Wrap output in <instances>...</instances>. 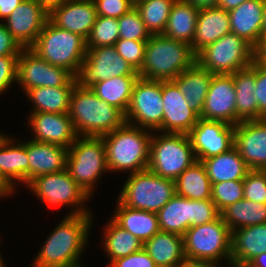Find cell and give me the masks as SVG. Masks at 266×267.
I'll use <instances>...</instances> for the list:
<instances>
[{
	"instance_id": "obj_1",
	"label": "cell",
	"mask_w": 266,
	"mask_h": 267,
	"mask_svg": "<svg viewBox=\"0 0 266 267\" xmlns=\"http://www.w3.org/2000/svg\"><path fill=\"white\" fill-rule=\"evenodd\" d=\"M92 220V213L67 214L43 242L30 267H83L80 258L89 244Z\"/></svg>"
},
{
	"instance_id": "obj_2",
	"label": "cell",
	"mask_w": 266,
	"mask_h": 267,
	"mask_svg": "<svg viewBox=\"0 0 266 267\" xmlns=\"http://www.w3.org/2000/svg\"><path fill=\"white\" fill-rule=\"evenodd\" d=\"M68 114L78 136L101 137L126 122L119 109L78 84L72 90Z\"/></svg>"
},
{
	"instance_id": "obj_3",
	"label": "cell",
	"mask_w": 266,
	"mask_h": 267,
	"mask_svg": "<svg viewBox=\"0 0 266 267\" xmlns=\"http://www.w3.org/2000/svg\"><path fill=\"white\" fill-rule=\"evenodd\" d=\"M106 147L109 172L129 174L146 170L149 164L152 132L124 123L114 131L101 136Z\"/></svg>"
},
{
	"instance_id": "obj_4",
	"label": "cell",
	"mask_w": 266,
	"mask_h": 267,
	"mask_svg": "<svg viewBox=\"0 0 266 267\" xmlns=\"http://www.w3.org/2000/svg\"><path fill=\"white\" fill-rule=\"evenodd\" d=\"M196 62L191 45L162 34L151 35L146 43L145 59L139 77L151 80H174Z\"/></svg>"
},
{
	"instance_id": "obj_5",
	"label": "cell",
	"mask_w": 266,
	"mask_h": 267,
	"mask_svg": "<svg viewBox=\"0 0 266 267\" xmlns=\"http://www.w3.org/2000/svg\"><path fill=\"white\" fill-rule=\"evenodd\" d=\"M30 48L46 62L66 69L74 77L77 76L87 52L83 37L59 28L49 19Z\"/></svg>"
},
{
	"instance_id": "obj_6",
	"label": "cell",
	"mask_w": 266,
	"mask_h": 267,
	"mask_svg": "<svg viewBox=\"0 0 266 267\" xmlns=\"http://www.w3.org/2000/svg\"><path fill=\"white\" fill-rule=\"evenodd\" d=\"M66 169L91 198L95 187H97V181L101 179L103 174L109 172L103 138L78 136L68 148Z\"/></svg>"
},
{
	"instance_id": "obj_7",
	"label": "cell",
	"mask_w": 266,
	"mask_h": 267,
	"mask_svg": "<svg viewBox=\"0 0 266 267\" xmlns=\"http://www.w3.org/2000/svg\"><path fill=\"white\" fill-rule=\"evenodd\" d=\"M183 238L186 260L215 266L226 260L227 265H231V231L221 216L207 224L190 227Z\"/></svg>"
},
{
	"instance_id": "obj_8",
	"label": "cell",
	"mask_w": 266,
	"mask_h": 267,
	"mask_svg": "<svg viewBox=\"0 0 266 267\" xmlns=\"http://www.w3.org/2000/svg\"><path fill=\"white\" fill-rule=\"evenodd\" d=\"M152 132L147 169L175 180L197 161L188 134Z\"/></svg>"
},
{
	"instance_id": "obj_9",
	"label": "cell",
	"mask_w": 266,
	"mask_h": 267,
	"mask_svg": "<svg viewBox=\"0 0 266 267\" xmlns=\"http://www.w3.org/2000/svg\"><path fill=\"white\" fill-rule=\"evenodd\" d=\"M118 200L126 207L157 213L175 194V181L150 170L129 174Z\"/></svg>"
},
{
	"instance_id": "obj_10",
	"label": "cell",
	"mask_w": 266,
	"mask_h": 267,
	"mask_svg": "<svg viewBox=\"0 0 266 267\" xmlns=\"http://www.w3.org/2000/svg\"><path fill=\"white\" fill-rule=\"evenodd\" d=\"M256 49L243 38L228 33L196 54V62L213 74H234L250 67Z\"/></svg>"
},
{
	"instance_id": "obj_11",
	"label": "cell",
	"mask_w": 266,
	"mask_h": 267,
	"mask_svg": "<svg viewBox=\"0 0 266 267\" xmlns=\"http://www.w3.org/2000/svg\"><path fill=\"white\" fill-rule=\"evenodd\" d=\"M26 186L47 207L52 206L56 209L70 206L69 215L92 213L90 208L85 207L90 197L70 176L67 169L37 176Z\"/></svg>"
},
{
	"instance_id": "obj_12",
	"label": "cell",
	"mask_w": 266,
	"mask_h": 267,
	"mask_svg": "<svg viewBox=\"0 0 266 267\" xmlns=\"http://www.w3.org/2000/svg\"><path fill=\"white\" fill-rule=\"evenodd\" d=\"M125 121L151 132H162V81L138 78L125 113Z\"/></svg>"
},
{
	"instance_id": "obj_13",
	"label": "cell",
	"mask_w": 266,
	"mask_h": 267,
	"mask_svg": "<svg viewBox=\"0 0 266 267\" xmlns=\"http://www.w3.org/2000/svg\"><path fill=\"white\" fill-rule=\"evenodd\" d=\"M119 76H139L138 72L116 51L115 46L87 48L76 76L80 87L90 88L96 82Z\"/></svg>"
},
{
	"instance_id": "obj_14",
	"label": "cell",
	"mask_w": 266,
	"mask_h": 267,
	"mask_svg": "<svg viewBox=\"0 0 266 267\" xmlns=\"http://www.w3.org/2000/svg\"><path fill=\"white\" fill-rule=\"evenodd\" d=\"M74 76L66 69L43 60L31 48H23L17 60L16 83L24 94L38 87H62Z\"/></svg>"
},
{
	"instance_id": "obj_15",
	"label": "cell",
	"mask_w": 266,
	"mask_h": 267,
	"mask_svg": "<svg viewBox=\"0 0 266 267\" xmlns=\"http://www.w3.org/2000/svg\"><path fill=\"white\" fill-rule=\"evenodd\" d=\"M235 126L199 118L188 136L198 161L225 153L234 147Z\"/></svg>"
},
{
	"instance_id": "obj_16",
	"label": "cell",
	"mask_w": 266,
	"mask_h": 267,
	"mask_svg": "<svg viewBox=\"0 0 266 267\" xmlns=\"http://www.w3.org/2000/svg\"><path fill=\"white\" fill-rule=\"evenodd\" d=\"M48 19L49 12L36 0H23L2 22L23 48H30Z\"/></svg>"
},
{
	"instance_id": "obj_17",
	"label": "cell",
	"mask_w": 266,
	"mask_h": 267,
	"mask_svg": "<svg viewBox=\"0 0 266 267\" xmlns=\"http://www.w3.org/2000/svg\"><path fill=\"white\" fill-rule=\"evenodd\" d=\"M200 118L236 125L233 74H213Z\"/></svg>"
},
{
	"instance_id": "obj_18",
	"label": "cell",
	"mask_w": 266,
	"mask_h": 267,
	"mask_svg": "<svg viewBox=\"0 0 266 267\" xmlns=\"http://www.w3.org/2000/svg\"><path fill=\"white\" fill-rule=\"evenodd\" d=\"M234 147L250 170H266V118L235 125Z\"/></svg>"
},
{
	"instance_id": "obj_19",
	"label": "cell",
	"mask_w": 266,
	"mask_h": 267,
	"mask_svg": "<svg viewBox=\"0 0 266 267\" xmlns=\"http://www.w3.org/2000/svg\"><path fill=\"white\" fill-rule=\"evenodd\" d=\"M163 133L188 134L200 116L192 110L184 95L172 81H162Z\"/></svg>"
},
{
	"instance_id": "obj_20",
	"label": "cell",
	"mask_w": 266,
	"mask_h": 267,
	"mask_svg": "<svg viewBox=\"0 0 266 267\" xmlns=\"http://www.w3.org/2000/svg\"><path fill=\"white\" fill-rule=\"evenodd\" d=\"M32 140L69 148L78 135L68 113L30 112Z\"/></svg>"
},
{
	"instance_id": "obj_21",
	"label": "cell",
	"mask_w": 266,
	"mask_h": 267,
	"mask_svg": "<svg viewBox=\"0 0 266 267\" xmlns=\"http://www.w3.org/2000/svg\"><path fill=\"white\" fill-rule=\"evenodd\" d=\"M93 0H66L49 12V20L59 28L89 37L97 19Z\"/></svg>"
},
{
	"instance_id": "obj_22",
	"label": "cell",
	"mask_w": 266,
	"mask_h": 267,
	"mask_svg": "<svg viewBox=\"0 0 266 267\" xmlns=\"http://www.w3.org/2000/svg\"><path fill=\"white\" fill-rule=\"evenodd\" d=\"M6 136L0 135V176L16 193L18 183L25 187L29 183L27 140L17 144L15 138Z\"/></svg>"
},
{
	"instance_id": "obj_23",
	"label": "cell",
	"mask_w": 266,
	"mask_h": 267,
	"mask_svg": "<svg viewBox=\"0 0 266 267\" xmlns=\"http://www.w3.org/2000/svg\"><path fill=\"white\" fill-rule=\"evenodd\" d=\"M263 5L264 0H246L228 11L231 33L243 38L255 49L264 41Z\"/></svg>"
},
{
	"instance_id": "obj_24",
	"label": "cell",
	"mask_w": 266,
	"mask_h": 267,
	"mask_svg": "<svg viewBox=\"0 0 266 267\" xmlns=\"http://www.w3.org/2000/svg\"><path fill=\"white\" fill-rule=\"evenodd\" d=\"M266 252V223L231 231V265L245 267Z\"/></svg>"
},
{
	"instance_id": "obj_25",
	"label": "cell",
	"mask_w": 266,
	"mask_h": 267,
	"mask_svg": "<svg viewBox=\"0 0 266 267\" xmlns=\"http://www.w3.org/2000/svg\"><path fill=\"white\" fill-rule=\"evenodd\" d=\"M228 33H231L228 11L218 6L199 9L195 35L190 44L192 51L197 54Z\"/></svg>"
},
{
	"instance_id": "obj_26",
	"label": "cell",
	"mask_w": 266,
	"mask_h": 267,
	"mask_svg": "<svg viewBox=\"0 0 266 267\" xmlns=\"http://www.w3.org/2000/svg\"><path fill=\"white\" fill-rule=\"evenodd\" d=\"M67 152L68 148L28 139L29 182L37 176L66 169Z\"/></svg>"
},
{
	"instance_id": "obj_27",
	"label": "cell",
	"mask_w": 266,
	"mask_h": 267,
	"mask_svg": "<svg viewBox=\"0 0 266 267\" xmlns=\"http://www.w3.org/2000/svg\"><path fill=\"white\" fill-rule=\"evenodd\" d=\"M213 73L195 62L172 80L184 95L189 107L201 116Z\"/></svg>"
},
{
	"instance_id": "obj_28",
	"label": "cell",
	"mask_w": 266,
	"mask_h": 267,
	"mask_svg": "<svg viewBox=\"0 0 266 267\" xmlns=\"http://www.w3.org/2000/svg\"><path fill=\"white\" fill-rule=\"evenodd\" d=\"M116 205L111 219L142 241L143 244L161 231L157 213L128 208L119 200H117Z\"/></svg>"
},
{
	"instance_id": "obj_29",
	"label": "cell",
	"mask_w": 266,
	"mask_h": 267,
	"mask_svg": "<svg viewBox=\"0 0 266 267\" xmlns=\"http://www.w3.org/2000/svg\"><path fill=\"white\" fill-rule=\"evenodd\" d=\"M143 248L158 267H176L186 260L184 238L175 233L160 231Z\"/></svg>"
},
{
	"instance_id": "obj_30",
	"label": "cell",
	"mask_w": 266,
	"mask_h": 267,
	"mask_svg": "<svg viewBox=\"0 0 266 267\" xmlns=\"http://www.w3.org/2000/svg\"><path fill=\"white\" fill-rule=\"evenodd\" d=\"M256 60L250 67L233 74L236 93V125L241 121L258 120V104L253 92L256 86Z\"/></svg>"
},
{
	"instance_id": "obj_31",
	"label": "cell",
	"mask_w": 266,
	"mask_h": 267,
	"mask_svg": "<svg viewBox=\"0 0 266 267\" xmlns=\"http://www.w3.org/2000/svg\"><path fill=\"white\" fill-rule=\"evenodd\" d=\"M76 84V77H73L62 87L30 89L25 95L33 104L31 112L68 113L70 96Z\"/></svg>"
},
{
	"instance_id": "obj_32",
	"label": "cell",
	"mask_w": 266,
	"mask_h": 267,
	"mask_svg": "<svg viewBox=\"0 0 266 267\" xmlns=\"http://www.w3.org/2000/svg\"><path fill=\"white\" fill-rule=\"evenodd\" d=\"M201 162L205 166L211 185L222 181L243 180L250 171L235 147Z\"/></svg>"
},
{
	"instance_id": "obj_33",
	"label": "cell",
	"mask_w": 266,
	"mask_h": 267,
	"mask_svg": "<svg viewBox=\"0 0 266 267\" xmlns=\"http://www.w3.org/2000/svg\"><path fill=\"white\" fill-rule=\"evenodd\" d=\"M157 216L161 231L184 236L192 224V200L175 194Z\"/></svg>"
},
{
	"instance_id": "obj_34",
	"label": "cell",
	"mask_w": 266,
	"mask_h": 267,
	"mask_svg": "<svg viewBox=\"0 0 266 267\" xmlns=\"http://www.w3.org/2000/svg\"><path fill=\"white\" fill-rule=\"evenodd\" d=\"M199 9L183 0L172 5L166 28L162 35L191 44L195 35Z\"/></svg>"
},
{
	"instance_id": "obj_35",
	"label": "cell",
	"mask_w": 266,
	"mask_h": 267,
	"mask_svg": "<svg viewBox=\"0 0 266 267\" xmlns=\"http://www.w3.org/2000/svg\"><path fill=\"white\" fill-rule=\"evenodd\" d=\"M139 76H119L96 82L90 89L103 101L119 109L128 110L133 87Z\"/></svg>"
},
{
	"instance_id": "obj_36",
	"label": "cell",
	"mask_w": 266,
	"mask_h": 267,
	"mask_svg": "<svg viewBox=\"0 0 266 267\" xmlns=\"http://www.w3.org/2000/svg\"><path fill=\"white\" fill-rule=\"evenodd\" d=\"M176 194L191 200L211 199V182L205 166L195 161L175 180Z\"/></svg>"
},
{
	"instance_id": "obj_37",
	"label": "cell",
	"mask_w": 266,
	"mask_h": 267,
	"mask_svg": "<svg viewBox=\"0 0 266 267\" xmlns=\"http://www.w3.org/2000/svg\"><path fill=\"white\" fill-rule=\"evenodd\" d=\"M104 226L103 250L107 254L110 264L117 258L126 257L129 254L143 249V242L127 230L117 225L111 218ZM105 237V238H104Z\"/></svg>"
},
{
	"instance_id": "obj_38",
	"label": "cell",
	"mask_w": 266,
	"mask_h": 267,
	"mask_svg": "<svg viewBox=\"0 0 266 267\" xmlns=\"http://www.w3.org/2000/svg\"><path fill=\"white\" fill-rule=\"evenodd\" d=\"M221 217L230 231L266 223V204L241 199L221 211Z\"/></svg>"
},
{
	"instance_id": "obj_39",
	"label": "cell",
	"mask_w": 266,
	"mask_h": 267,
	"mask_svg": "<svg viewBox=\"0 0 266 267\" xmlns=\"http://www.w3.org/2000/svg\"><path fill=\"white\" fill-rule=\"evenodd\" d=\"M176 0H141L135 4L151 35L163 34Z\"/></svg>"
},
{
	"instance_id": "obj_40",
	"label": "cell",
	"mask_w": 266,
	"mask_h": 267,
	"mask_svg": "<svg viewBox=\"0 0 266 267\" xmlns=\"http://www.w3.org/2000/svg\"><path fill=\"white\" fill-rule=\"evenodd\" d=\"M118 40L119 24L117 18L97 16L91 33L86 40V47L114 46Z\"/></svg>"
},
{
	"instance_id": "obj_41",
	"label": "cell",
	"mask_w": 266,
	"mask_h": 267,
	"mask_svg": "<svg viewBox=\"0 0 266 267\" xmlns=\"http://www.w3.org/2000/svg\"><path fill=\"white\" fill-rule=\"evenodd\" d=\"M117 21L119 24V39L135 41H148L150 39L151 34L135 7L118 18Z\"/></svg>"
},
{
	"instance_id": "obj_42",
	"label": "cell",
	"mask_w": 266,
	"mask_h": 267,
	"mask_svg": "<svg viewBox=\"0 0 266 267\" xmlns=\"http://www.w3.org/2000/svg\"><path fill=\"white\" fill-rule=\"evenodd\" d=\"M243 180H230L213 183L211 200L221 212L228 205L243 199Z\"/></svg>"
},
{
	"instance_id": "obj_43",
	"label": "cell",
	"mask_w": 266,
	"mask_h": 267,
	"mask_svg": "<svg viewBox=\"0 0 266 267\" xmlns=\"http://www.w3.org/2000/svg\"><path fill=\"white\" fill-rule=\"evenodd\" d=\"M243 199L266 204V170H250L243 179Z\"/></svg>"
},
{
	"instance_id": "obj_44",
	"label": "cell",
	"mask_w": 266,
	"mask_h": 267,
	"mask_svg": "<svg viewBox=\"0 0 266 267\" xmlns=\"http://www.w3.org/2000/svg\"><path fill=\"white\" fill-rule=\"evenodd\" d=\"M146 43L147 41L119 39L114 46L117 53L138 72L145 59Z\"/></svg>"
},
{
	"instance_id": "obj_45",
	"label": "cell",
	"mask_w": 266,
	"mask_h": 267,
	"mask_svg": "<svg viewBox=\"0 0 266 267\" xmlns=\"http://www.w3.org/2000/svg\"><path fill=\"white\" fill-rule=\"evenodd\" d=\"M221 212L211 199L192 200V224L191 227L207 224L218 219Z\"/></svg>"
},
{
	"instance_id": "obj_46",
	"label": "cell",
	"mask_w": 266,
	"mask_h": 267,
	"mask_svg": "<svg viewBox=\"0 0 266 267\" xmlns=\"http://www.w3.org/2000/svg\"><path fill=\"white\" fill-rule=\"evenodd\" d=\"M93 2L98 16L117 19L135 7L132 0H93Z\"/></svg>"
},
{
	"instance_id": "obj_47",
	"label": "cell",
	"mask_w": 266,
	"mask_h": 267,
	"mask_svg": "<svg viewBox=\"0 0 266 267\" xmlns=\"http://www.w3.org/2000/svg\"><path fill=\"white\" fill-rule=\"evenodd\" d=\"M19 56L0 57V94L8 91L16 82L17 60Z\"/></svg>"
},
{
	"instance_id": "obj_48",
	"label": "cell",
	"mask_w": 266,
	"mask_h": 267,
	"mask_svg": "<svg viewBox=\"0 0 266 267\" xmlns=\"http://www.w3.org/2000/svg\"><path fill=\"white\" fill-rule=\"evenodd\" d=\"M109 267H158L154 260L143 248L123 258L113 260Z\"/></svg>"
},
{
	"instance_id": "obj_49",
	"label": "cell",
	"mask_w": 266,
	"mask_h": 267,
	"mask_svg": "<svg viewBox=\"0 0 266 267\" xmlns=\"http://www.w3.org/2000/svg\"><path fill=\"white\" fill-rule=\"evenodd\" d=\"M256 88L253 96L258 104V120L266 118V69L256 61Z\"/></svg>"
},
{
	"instance_id": "obj_50",
	"label": "cell",
	"mask_w": 266,
	"mask_h": 267,
	"mask_svg": "<svg viewBox=\"0 0 266 267\" xmlns=\"http://www.w3.org/2000/svg\"><path fill=\"white\" fill-rule=\"evenodd\" d=\"M23 47L7 30L5 24L0 22V57L19 56Z\"/></svg>"
},
{
	"instance_id": "obj_51",
	"label": "cell",
	"mask_w": 266,
	"mask_h": 267,
	"mask_svg": "<svg viewBox=\"0 0 266 267\" xmlns=\"http://www.w3.org/2000/svg\"><path fill=\"white\" fill-rule=\"evenodd\" d=\"M23 0H0V22L6 20Z\"/></svg>"
},
{
	"instance_id": "obj_52",
	"label": "cell",
	"mask_w": 266,
	"mask_h": 267,
	"mask_svg": "<svg viewBox=\"0 0 266 267\" xmlns=\"http://www.w3.org/2000/svg\"><path fill=\"white\" fill-rule=\"evenodd\" d=\"M197 9H204V8H210V7H216L219 4V0H183Z\"/></svg>"
},
{
	"instance_id": "obj_53",
	"label": "cell",
	"mask_w": 266,
	"mask_h": 267,
	"mask_svg": "<svg viewBox=\"0 0 266 267\" xmlns=\"http://www.w3.org/2000/svg\"><path fill=\"white\" fill-rule=\"evenodd\" d=\"M246 0H219L218 7L223 8L226 11H230L233 8L238 7Z\"/></svg>"
},
{
	"instance_id": "obj_54",
	"label": "cell",
	"mask_w": 266,
	"mask_h": 267,
	"mask_svg": "<svg viewBox=\"0 0 266 267\" xmlns=\"http://www.w3.org/2000/svg\"><path fill=\"white\" fill-rule=\"evenodd\" d=\"M47 12H50L53 8L58 7L66 0H36Z\"/></svg>"
},
{
	"instance_id": "obj_55",
	"label": "cell",
	"mask_w": 266,
	"mask_h": 267,
	"mask_svg": "<svg viewBox=\"0 0 266 267\" xmlns=\"http://www.w3.org/2000/svg\"><path fill=\"white\" fill-rule=\"evenodd\" d=\"M245 267H266V252L253 258Z\"/></svg>"
},
{
	"instance_id": "obj_56",
	"label": "cell",
	"mask_w": 266,
	"mask_h": 267,
	"mask_svg": "<svg viewBox=\"0 0 266 267\" xmlns=\"http://www.w3.org/2000/svg\"><path fill=\"white\" fill-rule=\"evenodd\" d=\"M176 267H216V266L209 262L185 260Z\"/></svg>"
},
{
	"instance_id": "obj_57",
	"label": "cell",
	"mask_w": 266,
	"mask_h": 267,
	"mask_svg": "<svg viewBox=\"0 0 266 267\" xmlns=\"http://www.w3.org/2000/svg\"><path fill=\"white\" fill-rule=\"evenodd\" d=\"M14 190L1 178L0 176V199L5 197H12Z\"/></svg>"
},
{
	"instance_id": "obj_58",
	"label": "cell",
	"mask_w": 266,
	"mask_h": 267,
	"mask_svg": "<svg viewBox=\"0 0 266 267\" xmlns=\"http://www.w3.org/2000/svg\"><path fill=\"white\" fill-rule=\"evenodd\" d=\"M255 60L266 69V47L256 49Z\"/></svg>"
},
{
	"instance_id": "obj_59",
	"label": "cell",
	"mask_w": 266,
	"mask_h": 267,
	"mask_svg": "<svg viewBox=\"0 0 266 267\" xmlns=\"http://www.w3.org/2000/svg\"><path fill=\"white\" fill-rule=\"evenodd\" d=\"M266 36V0L263 5V38Z\"/></svg>"
},
{
	"instance_id": "obj_60",
	"label": "cell",
	"mask_w": 266,
	"mask_h": 267,
	"mask_svg": "<svg viewBox=\"0 0 266 267\" xmlns=\"http://www.w3.org/2000/svg\"><path fill=\"white\" fill-rule=\"evenodd\" d=\"M1 241V240H0ZM0 267H6V265H5V261L3 260V256H2V254H1V252H0Z\"/></svg>"
},
{
	"instance_id": "obj_61",
	"label": "cell",
	"mask_w": 266,
	"mask_h": 267,
	"mask_svg": "<svg viewBox=\"0 0 266 267\" xmlns=\"http://www.w3.org/2000/svg\"><path fill=\"white\" fill-rule=\"evenodd\" d=\"M259 47H266V36L264 37L263 43Z\"/></svg>"
},
{
	"instance_id": "obj_62",
	"label": "cell",
	"mask_w": 266,
	"mask_h": 267,
	"mask_svg": "<svg viewBox=\"0 0 266 267\" xmlns=\"http://www.w3.org/2000/svg\"><path fill=\"white\" fill-rule=\"evenodd\" d=\"M216 267H225V266H216ZM228 267H237V266H234V265H228Z\"/></svg>"
},
{
	"instance_id": "obj_63",
	"label": "cell",
	"mask_w": 266,
	"mask_h": 267,
	"mask_svg": "<svg viewBox=\"0 0 266 267\" xmlns=\"http://www.w3.org/2000/svg\"><path fill=\"white\" fill-rule=\"evenodd\" d=\"M134 4H136L137 2L141 1V0H132Z\"/></svg>"
}]
</instances>
